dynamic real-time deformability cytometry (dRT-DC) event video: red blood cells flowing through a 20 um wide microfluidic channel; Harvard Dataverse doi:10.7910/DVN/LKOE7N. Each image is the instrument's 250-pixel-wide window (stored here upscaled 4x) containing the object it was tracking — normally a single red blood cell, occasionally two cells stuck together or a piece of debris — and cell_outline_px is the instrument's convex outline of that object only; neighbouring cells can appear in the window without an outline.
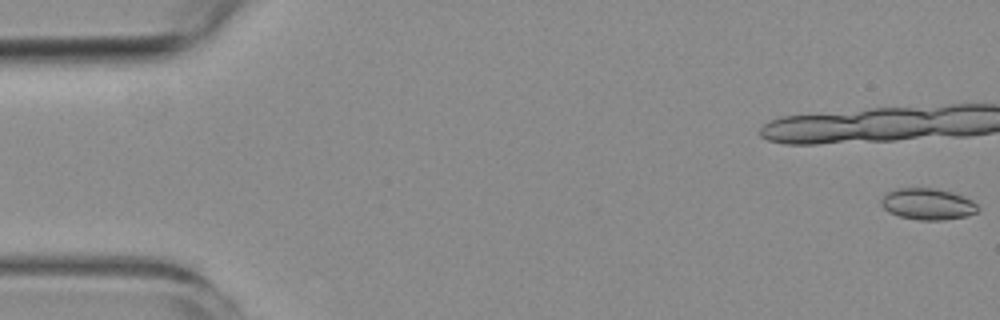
{"species": "common noctule bat (a hibernating species)", "species_latin": "Nyctalus noctula", "temperature_condition": "room temperature", "stored_images_in_passage": 10, "camera_frame_rate_fps": 3000, "um_per_image_px": 0.085, "animal": {"sex": "female", "body_mass_g": 19.3, "forearm_length_mm": 54.1}, "frame": {"image": 1, "passage_image": 1, "time_ms": 0.0, "image_size_px": [1000, 320], "cell_outline_px": [[980, 208], [976, 212], [964, 216], [944, 220], [920, 220], [900, 216], [888, 212], [880, 204], [880, 200], [888, 192], [896, 188], [936, 188], [952, 192], [964, 196], [972, 200]], "centroid_in_image_um": [78.85, 17.33], "position_along_channel_um": 6.2, "area_um2": 17.69}}